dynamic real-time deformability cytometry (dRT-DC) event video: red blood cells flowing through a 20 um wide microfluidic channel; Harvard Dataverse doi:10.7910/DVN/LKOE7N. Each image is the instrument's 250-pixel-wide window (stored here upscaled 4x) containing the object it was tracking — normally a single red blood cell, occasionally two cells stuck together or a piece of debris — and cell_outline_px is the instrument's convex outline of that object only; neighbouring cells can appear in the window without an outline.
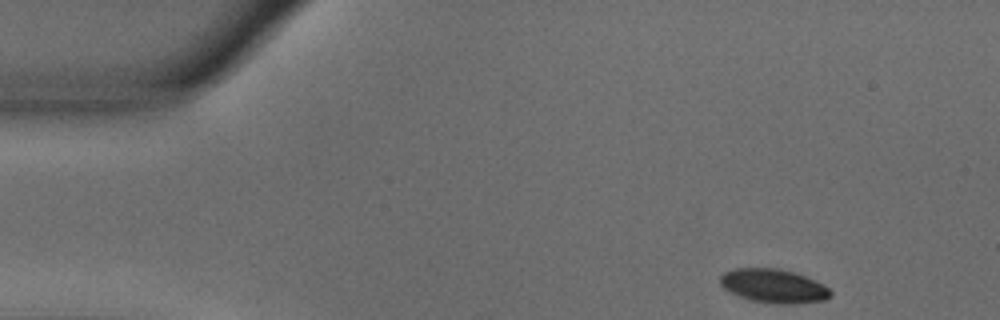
{"species": "common noctule bat (a hibernating species)", "species_latin": "Nyctalus noctula", "temperature_condition": "warm", "stored_images_in_passage": 51, "segment_of_instrument_passage": [1, 2], "camera_frame_rate_fps": 3000, "um_per_image_px": 0.085, "animal": {"sex": "male", "body_mass_g": 18.8}, "frame": {"image": 1, "passage_image": 1, "time_ms": 0.0, "image_size_px": [1000, 320], "cell_outline_px": [[832, 296], [824, 300], [792, 304], [776, 304], [752, 300], [728, 292], [720, 284], [720, 276], [724, 272], [732, 268], [780, 268], [804, 276], [828, 288], [832, 292]], "centroid_in_image_um": [65.71, 24.3], "position_along_channel_um": 19.3, "area_um2": 21.62}}
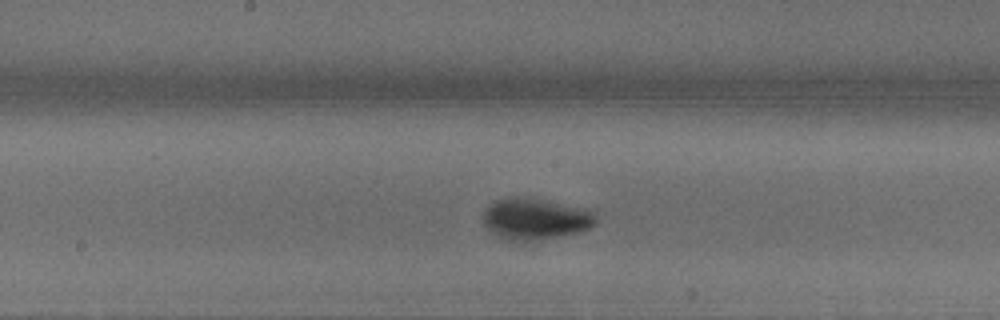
{"frame": {"image": 2, "passage_image": 23, "time_ms": 7.333, "image_size_px": [1000, 320], "cell_outline_px": [[596, 224], [592, 228], [580, 232], [540, 240], [504, 240], [488, 232], [484, 224], [484, 208], [488, 204], [496, 200], [512, 196], [528, 196], [584, 208], [596, 212]], "centroid_in_image_um": [45.49, 18.59], "position_along_channel_um": 202.7, "area_um2": 27.86}}
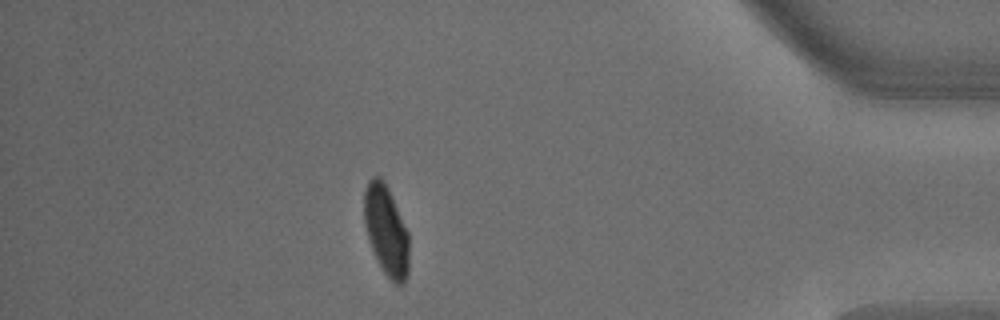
{"frame": {"image": 3, "passage_image": 43, "time_ms": 14.0, "image_size_px": [1000, 320], "cell_outline_px": [[408, 272], [404, 280], [400, 284], [396, 284], [384, 272], [372, 248], [364, 224], [364, 192], [368, 180], [372, 176], [380, 176], [388, 188], [408, 232]], "centroid_in_image_um": [32.81, 19.54], "position_along_channel_um": 402.4, "area_um2": 23.06}}